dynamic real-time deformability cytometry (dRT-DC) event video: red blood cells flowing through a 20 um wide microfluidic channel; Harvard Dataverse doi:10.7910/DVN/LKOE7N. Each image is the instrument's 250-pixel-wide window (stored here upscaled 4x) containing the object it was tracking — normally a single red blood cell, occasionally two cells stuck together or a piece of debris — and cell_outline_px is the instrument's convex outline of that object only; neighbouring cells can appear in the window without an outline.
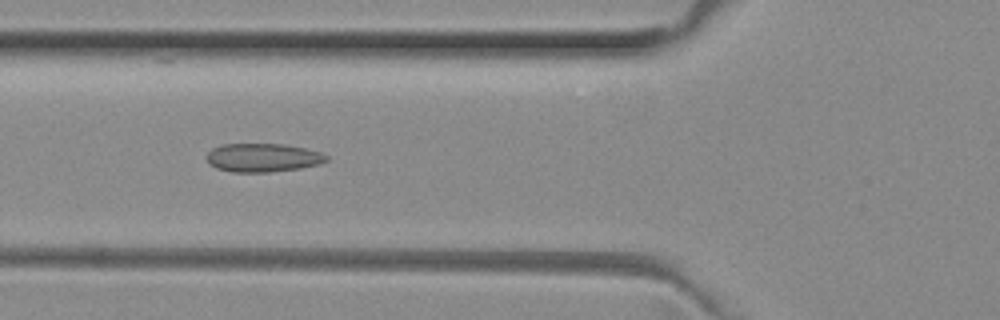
{"species": "common noctule bat (a hibernating species)", "species_latin": "Nyctalus noctula", "temperature_condition": "room temperature", "stored_images_in_passage": 51, "camera_frame_rate_fps": 3000, "um_per_image_px": 0.085, "animal": {"sex": "female", "body_mass_g": 29.2, "forearm_length_mm": 56.3}, "frame": {"image": 1, "passage_image": 19, "time_ms": 6.0, "image_size_px": [1000, 320], "cell_outline_px": [[328, 160], [320, 164], [300, 168], [272, 172], [232, 172], [216, 168], [208, 164], [204, 156], [212, 148], [220, 144], [284, 144], [304, 148], [320, 152], [328, 156]], "centroid_in_image_um": [22.29, 13.4], "position_along_channel_um": 103.5, "area_um2": 20.17}}
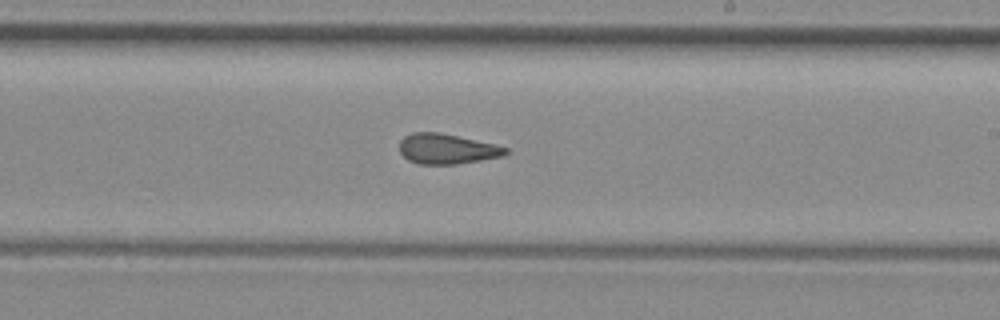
{"frame": {"image": 2, "passage_image": 30, "time_ms": 9.667, "image_size_px": [1000, 320], "cell_outline_px": [[508, 152], [504, 156], [456, 164], [420, 164], [408, 160], [400, 152], [400, 140], [404, 136], [412, 132], [440, 132], [496, 144], [508, 148]], "centroid_in_image_um": [37.99, 12.65], "position_along_channel_um": 251.0, "area_um2": 18.73}}
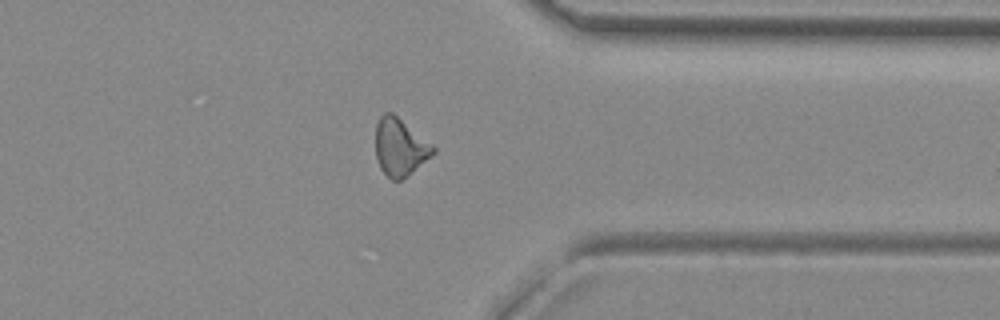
{"frame": {"image": 3, "passage_image": 40, "time_ms": 13.0, "image_size_px": [1000, 320], "cell_outline_px": [[436, 152], [400, 180], [392, 180], [380, 168], [376, 160], [376, 124], [380, 116], [384, 112], [392, 112], [432, 144], [436, 148]], "centroid_in_image_um": [33.98, 12.48], "position_along_channel_um": 377.4, "area_um2": 18.96}, "authors_computed_cell_mechanics": {"area_um2": 19.4208, "velocity_mm_per_s": 4.0211, "shape_relaxation_time_tau1_ms": null, "shape_relaxation_time_tau2_ms": 2.2734, "deformation_change_tau1": null, "deformation_change_tau2": 0.0972}}